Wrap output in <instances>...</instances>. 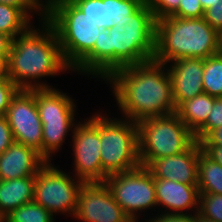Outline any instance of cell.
Listing matches in <instances>:
<instances>
[{
	"label": "cell",
	"mask_w": 222,
	"mask_h": 222,
	"mask_svg": "<svg viewBox=\"0 0 222 222\" xmlns=\"http://www.w3.org/2000/svg\"><path fill=\"white\" fill-rule=\"evenodd\" d=\"M166 67V64L151 60L119 68L105 80L112 84L124 119L138 123L146 118L176 113L171 79Z\"/></svg>",
	"instance_id": "cell-1"
},
{
	"label": "cell",
	"mask_w": 222,
	"mask_h": 222,
	"mask_svg": "<svg viewBox=\"0 0 222 222\" xmlns=\"http://www.w3.org/2000/svg\"><path fill=\"white\" fill-rule=\"evenodd\" d=\"M42 23L40 29L31 26L12 41L7 76L19 89L52 88L39 80L72 70L63 57L54 28L46 20Z\"/></svg>",
	"instance_id": "cell-2"
},
{
	"label": "cell",
	"mask_w": 222,
	"mask_h": 222,
	"mask_svg": "<svg viewBox=\"0 0 222 222\" xmlns=\"http://www.w3.org/2000/svg\"><path fill=\"white\" fill-rule=\"evenodd\" d=\"M218 32L201 18L169 16L156 21L153 61L166 64L176 59L217 54Z\"/></svg>",
	"instance_id": "cell-3"
},
{
	"label": "cell",
	"mask_w": 222,
	"mask_h": 222,
	"mask_svg": "<svg viewBox=\"0 0 222 222\" xmlns=\"http://www.w3.org/2000/svg\"><path fill=\"white\" fill-rule=\"evenodd\" d=\"M156 20L145 1L123 27L108 29L111 48V74L122 67L151 61L155 54Z\"/></svg>",
	"instance_id": "cell-4"
},
{
	"label": "cell",
	"mask_w": 222,
	"mask_h": 222,
	"mask_svg": "<svg viewBox=\"0 0 222 222\" xmlns=\"http://www.w3.org/2000/svg\"><path fill=\"white\" fill-rule=\"evenodd\" d=\"M95 114L89 120L99 129L103 181L108 175L132 171L141 166L137 123Z\"/></svg>",
	"instance_id": "cell-5"
},
{
	"label": "cell",
	"mask_w": 222,
	"mask_h": 222,
	"mask_svg": "<svg viewBox=\"0 0 222 222\" xmlns=\"http://www.w3.org/2000/svg\"><path fill=\"white\" fill-rule=\"evenodd\" d=\"M140 164L188 150L195 142L194 133L176 113L151 117L137 123Z\"/></svg>",
	"instance_id": "cell-6"
},
{
	"label": "cell",
	"mask_w": 222,
	"mask_h": 222,
	"mask_svg": "<svg viewBox=\"0 0 222 222\" xmlns=\"http://www.w3.org/2000/svg\"><path fill=\"white\" fill-rule=\"evenodd\" d=\"M46 21L54 28L63 57L72 69L94 48L102 30L71 0H61Z\"/></svg>",
	"instance_id": "cell-7"
},
{
	"label": "cell",
	"mask_w": 222,
	"mask_h": 222,
	"mask_svg": "<svg viewBox=\"0 0 222 222\" xmlns=\"http://www.w3.org/2000/svg\"><path fill=\"white\" fill-rule=\"evenodd\" d=\"M103 182L131 220H138L142 211L158 207L154 177L146 167L108 175Z\"/></svg>",
	"instance_id": "cell-8"
},
{
	"label": "cell",
	"mask_w": 222,
	"mask_h": 222,
	"mask_svg": "<svg viewBox=\"0 0 222 222\" xmlns=\"http://www.w3.org/2000/svg\"><path fill=\"white\" fill-rule=\"evenodd\" d=\"M82 184L77 177H72L47 162L35 176L33 201L53 215L61 212L74 217Z\"/></svg>",
	"instance_id": "cell-9"
},
{
	"label": "cell",
	"mask_w": 222,
	"mask_h": 222,
	"mask_svg": "<svg viewBox=\"0 0 222 222\" xmlns=\"http://www.w3.org/2000/svg\"><path fill=\"white\" fill-rule=\"evenodd\" d=\"M5 117L15 142L42 150L43 129L36 106V89H19L12 97Z\"/></svg>",
	"instance_id": "cell-10"
},
{
	"label": "cell",
	"mask_w": 222,
	"mask_h": 222,
	"mask_svg": "<svg viewBox=\"0 0 222 222\" xmlns=\"http://www.w3.org/2000/svg\"><path fill=\"white\" fill-rule=\"evenodd\" d=\"M74 176L83 183L103 182L99 129L88 119L73 131Z\"/></svg>",
	"instance_id": "cell-11"
},
{
	"label": "cell",
	"mask_w": 222,
	"mask_h": 222,
	"mask_svg": "<svg viewBox=\"0 0 222 222\" xmlns=\"http://www.w3.org/2000/svg\"><path fill=\"white\" fill-rule=\"evenodd\" d=\"M74 217L82 222H129L104 182L83 183Z\"/></svg>",
	"instance_id": "cell-12"
},
{
	"label": "cell",
	"mask_w": 222,
	"mask_h": 222,
	"mask_svg": "<svg viewBox=\"0 0 222 222\" xmlns=\"http://www.w3.org/2000/svg\"><path fill=\"white\" fill-rule=\"evenodd\" d=\"M202 147L196 141L188 150L153 160L146 168L154 178L197 185L198 158Z\"/></svg>",
	"instance_id": "cell-13"
},
{
	"label": "cell",
	"mask_w": 222,
	"mask_h": 222,
	"mask_svg": "<svg viewBox=\"0 0 222 222\" xmlns=\"http://www.w3.org/2000/svg\"><path fill=\"white\" fill-rule=\"evenodd\" d=\"M101 29L123 27L128 19L146 0H71Z\"/></svg>",
	"instance_id": "cell-14"
},
{
	"label": "cell",
	"mask_w": 222,
	"mask_h": 222,
	"mask_svg": "<svg viewBox=\"0 0 222 222\" xmlns=\"http://www.w3.org/2000/svg\"><path fill=\"white\" fill-rule=\"evenodd\" d=\"M203 58L176 59L168 67L176 108L203 92Z\"/></svg>",
	"instance_id": "cell-15"
},
{
	"label": "cell",
	"mask_w": 222,
	"mask_h": 222,
	"mask_svg": "<svg viewBox=\"0 0 222 222\" xmlns=\"http://www.w3.org/2000/svg\"><path fill=\"white\" fill-rule=\"evenodd\" d=\"M46 163L37 150L14 141L0 154V180L36 176Z\"/></svg>",
	"instance_id": "cell-16"
},
{
	"label": "cell",
	"mask_w": 222,
	"mask_h": 222,
	"mask_svg": "<svg viewBox=\"0 0 222 222\" xmlns=\"http://www.w3.org/2000/svg\"><path fill=\"white\" fill-rule=\"evenodd\" d=\"M157 204L165 213L187 214L188 210L198 213L199 191L197 185L167 179L154 178ZM193 208L195 210H193ZM169 210V211H168Z\"/></svg>",
	"instance_id": "cell-17"
},
{
	"label": "cell",
	"mask_w": 222,
	"mask_h": 222,
	"mask_svg": "<svg viewBox=\"0 0 222 222\" xmlns=\"http://www.w3.org/2000/svg\"><path fill=\"white\" fill-rule=\"evenodd\" d=\"M66 94L53 87L36 89V106L41 122L75 120L76 104Z\"/></svg>",
	"instance_id": "cell-18"
},
{
	"label": "cell",
	"mask_w": 222,
	"mask_h": 222,
	"mask_svg": "<svg viewBox=\"0 0 222 222\" xmlns=\"http://www.w3.org/2000/svg\"><path fill=\"white\" fill-rule=\"evenodd\" d=\"M104 81L111 75V48L108 30L102 29L94 48L72 69Z\"/></svg>",
	"instance_id": "cell-19"
},
{
	"label": "cell",
	"mask_w": 222,
	"mask_h": 222,
	"mask_svg": "<svg viewBox=\"0 0 222 222\" xmlns=\"http://www.w3.org/2000/svg\"><path fill=\"white\" fill-rule=\"evenodd\" d=\"M35 176L0 180V217L34 200Z\"/></svg>",
	"instance_id": "cell-20"
},
{
	"label": "cell",
	"mask_w": 222,
	"mask_h": 222,
	"mask_svg": "<svg viewBox=\"0 0 222 222\" xmlns=\"http://www.w3.org/2000/svg\"><path fill=\"white\" fill-rule=\"evenodd\" d=\"M214 104V97L202 93L184 101L176 111L179 118L195 133L207 120Z\"/></svg>",
	"instance_id": "cell-21"
},
{
	"label": "cell",
	"mask_w": 222,
	"mask_h": 222,
	"mask_svg": "<svg viewBox=\"0 0 222 222\" xmlns=\"http://www.w3.org/2000/svg\"><path fill=\"white\" fill-rule=\"evenodd\" d=\"M197 172L199 194L222 195V165L215 162L203 150L198 158Z\"/></svg>",
	"instance_id": "cell-22"
},
{
	"label": "cell",
	"mask_w": 222,
	"mask_h": 222,
	"mask_svg": "<svg viewBox=\"0 0 222 222\" xmlns=\"http://www.w3.org/2000/svg\"><path fill=\"white\" fill-rule=\"evenodd\" d=\"M75 120H61L54 122H42V150L40 155L49 162L54 152L59 151L67 133L71 130V134L74 131L73 127H76ZM73 128V129H72ZM51 157V158H50Z\"/></svg>",
	"instance_id": "cell-23"
},
{
	"label": "cell",
	"mask_w": 222,
	"mask_h": 222,
	"mask_svg": "<svg viewBox=\"0 0 222 222\" xmlns=\"http://www.w3.org/2000/svg\"><path fill=\"white\" fill-rule=\"evenodd\" d=\"M31 19L20 9L0 3V32L14 39L25 33L30 27Z\"/></svg>",
	"instance_id": "cell-24"
},
{
	"label": "cell",
	"mask_w": 222,
	"mask_h": 222,
	"mask_svg": "<svg viewBox=\"0 0 222 222\" xmlns=\"http://www.w3.org/2000/svg\"><path fill=\"white\" fill-rule=\"evenodd\" d=\"M203 92L213 97H222V56L215 54L204 59Z\"/></svg>",
	"instance_id": "cell-25"
},
{
	"label": "cell",
	"mask_w": 222,
	"mask_h": 222,
	"mask_svg": "<svg viewBox=\"0 0 222 222\" xmlns=\"http://www.w3.org/2000/svg\"><path fill=\"white\" fill-rule=\"evenodd\" d=\"M54 215L32 201L11 211L3 218V222H54Z\"/></svg>",
	"instance_id": "cell-26"
},
{
	"label": "cell",
	"mask_w": 222,
	"mask_h": 222,
	"mask_svg": "<svg viewBox=\"0 0 222 222\" xmlns=\"http://www.w3.org/2000/svg\"><path fill=\"white\" fill-rule=\"evenodd\" d=\"M198 215L213 221L222 222V195L199 194Z\"/></svg>",
	"instance_id": "cell-27"
},
{
	"label": "cell",
	"mask_w": 222,
	"mask_h": 222,
	"mask_svg": "<svg viewBox=\"0 0 222 222\" xmlns=\"http://www.w3.org/2000/svg\"><path fill=\"white\" fill-rule=\"evenodd\" d=\"M222 126V97H214V104L206 122L194 133L201 142L211 131Z\"/></svg>",
	"instance_id": "cell-28"
},
{
	"label": "cell",
	"mask_w": 222,
	"mask_h": 222,
	"mask_svg": "<svg viewBox=\"0 0 222 222\" xmlns=\"http://www.w3.org/2000/svg\"><path fill=\"white\" fill-rule=\"evenodd\" d=\"M146 2L156 21L173 16L180 4V0H146Z\"/></svg>",
	"instance_id": "cell-29"
},
{
	"label": "cell",
	"mask_w": 222,
	"mask_h": 222,
	"mask_svg": "<svg viewBox=\"0 0 222 222\" xmlns=\"http://www.w3.org/2000/svg\"><path fill=\"white\" fill-rule=\"evenodd\" d=\"M173 17L201 18L204 17V10L199 0H180Z\"/></svg>",
	"instance_id": "cell-30"
},
{
	"label": "cell",
	"mask_w": 222,
	"mask_h": 222,
	"mask_svg": "<svg viewBox=\"0 0 222 222\" xmlns=\"http://www.w3.org/2000/svg\"><path fill=\"white\" fill-rule=\"evenodd\" d=\"M19 88L9 79H0V118L4 117L12 97Z\"/></svg>",
	"instance_id": "cell-31"
},
{
	"label": "cell",
	"mask_w": 222,
	"mask_h": 222,
	"mask_svg": "<svg viewBox=\"0 0 222 222\" xmlns=\"http://www.w3.org/2000/svg\"><path fill=\"white\" fill-rule=\"evenodd\" d=\"M204 19L217 32L222 31V0H213L212 6L204 11Z\"/></svg>",
	"instance_id": "cell-32"
},
{
	"label": "cell",
	"mask_w": 222,
	"mask_h": 222,
	"mask_svg": "<svg viewBox=\"0 0 222 222\" xmlns=\"http://www.w3.org/2000/svg\"><path fill=\"white\" fill-rule=\"evenodd\" d=\"M150 219L146 220V222H197V213L193 215L190 213L184 214H175V213H165L162 212L159 216V213L156 217H149Z\"/></svg>",
	"instance_id": "cell-33"
},
{
	"label": "cell",
	"mask_w": 222,
	"mask_h": 222,
	"mask_svg": "<svg viewBox=\"0 0 222 222\" xmlns=\"http://www.w3.org/2000/svg\"><path fill=\"white\" fill-rule=\"evenodd\" d=\"M14 142L11 127L6 117L0 118V154L8 149Z\"/></svg>",
	"instance_id": "cell-34"
},
{
	"label": "cell",
	"mask_w": 222,
	"mask_h": 222,
	"mask_svg": "<svg viewBox=\"0 0 222 222\" xmlns=\"http://www.w3.org/2000/svg\"><path fill=\"white\" fill-rule=\"evenodd\" d=\"M0 3L20 8L30 19L33 17V10L36 13L38 11L37 14L41 17V22L46 20V17L29 0H0Z\"/></svg>",
	"instance_id": "cell-35"
},
{
	"label": "cell",
	"mask_w": 222,
	"mask_h": 222,
	"mask_svg": "<svg viewBox=\"0 0 222 222\" xmlns=\"http://www.w3.org/2000/svg\"><path fill=\"white\" fill-rule=\"evenodd\" d=\"M45 17H47L61 0H29ZM45 2V3H44Z\"/></svg>",
	"instance_id": "cell-36"
},
{
	"label": "cell",
	"mask_w": 222,
	"mask_h": 222,
	"mask_svg": "<svg viewBox=\"0 0 222 222\" xmlns=\"http://www.w3.org/2000/svg\"><path fill=\"white\" fill-rule=\"evenodd\" d=\"M201 146L222 147V126L211 131L201 142Z\"/></svg>",
	"instance_id": "cell-37"
},
{
	"label": "cell",
	"mask_w": 222,
	"mask_h": 222,
	"mask_svg": "<svg viewBox=\"0 0 222 222\" xmlns=\"http://www.w3.org/2000/svg\"><path fill=\"white\" fill-rule=\"evenodd\" d=\"M12 41L10 36L0 32V58H4L6 61H8Z\"/></svg>",
	"instance_id": "cell-38"
},
{
	"label": "cell",
	"mask_w": 222,
	"mask_h": 222,
	"mask_svg": "<svg viewBox=\"0 0 222 222\" xmlns=\"http://www.w3.org/2000/svg\"><path fill=\"white\" fill-rule=\"evenodd\" d=\"M202 150L215 162L222 165V147L221 146H201Z\"/></svg>",
	"instance_id": "cell-39"
},
{
	"label": "cell",
	"mask_w": 222,
	"mask_h": 222,
	"mask_svg": "<svg viewBox=\"0 0 222 222\" xmlns=\"http://www.w3.org/2000/svg\"><path fill=\"white\" fill-rule=\"evenodd\" d=\"M1 78H8L7 61L4 58H0V79Z\"/></svg>",
	"instance_id": "cell-40"
},
{
	"label": "cell",
	"mask_w": 222,
	"mask_h": 222,
	"mask_svg": "<svg viewBox=\"0 0 222 222\" xmlns=\"http://www.w3.org/2000/svg\"><path fill=\"white\" fill-rule=\"evenodd\" d=\"M217 54L222 56V31L218 32Z\"/></svg>",
	"instance_id": "cell-41"
},
{
	"label": "cell",
	"mask_w": 222,
	"mask_h": 222,
	"mask_svg": "<svg viewBox=\"0 0 222 222\" xmlns=\"http://www.w3.org/2000/svg\"><path fill=\"white\" fill-rule=\"evenodd\" d=\"M199 1L204 11L207 10L209 7H211L213 3V0H199Z\"/></svg>",
	"instance_id": "cell-42"
},
{
	"label": "cell",
	"mask_w": 222,
	"mask_h": 222,
	"mask_svg": "<svg viewBox=\"0 0 222 222\" xmlns=\"http://www.w3.org/2000/svg\"><path fill=\"white\" fill-rule=\"evenodd\" d=\"M197 222H217V221H213V220H210V219H207V218H203V217L199 216L198 213H197Z\"/></svg>",
	"instance_id": "cell-43"
},
{
	"label": "cell",
	"mask_w": 222,
	"mask_h": 222,
	"mask_svg": "<svg viewBox=\"0 0 222 222\" xmlns=\"http://www.w3.org/2000/svg\"><path fill=\"white\" fill-rule=\"evenodd\" d=\"M129 222H138V220H130Z\"/></svg>",
	"instance_id": "cell-44"
}]
</instances>
